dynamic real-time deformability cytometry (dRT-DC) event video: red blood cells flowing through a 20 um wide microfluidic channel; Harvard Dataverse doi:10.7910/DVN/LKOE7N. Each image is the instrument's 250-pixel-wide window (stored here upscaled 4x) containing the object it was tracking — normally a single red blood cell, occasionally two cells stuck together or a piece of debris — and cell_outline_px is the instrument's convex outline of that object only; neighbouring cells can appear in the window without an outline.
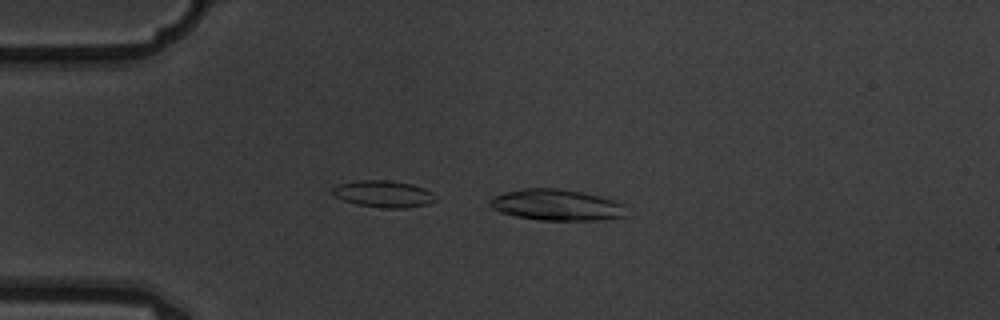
{"species": "common noctule bat (a hibernating species)", "species_latin": "Nyctalus noctula", "temperature_condition": "warm", "stored_images_in_passage": 5, "camera_frame_rate_fps": 3000, "um_per_image_px": 0.085, "animal": {"sex": "male", "body_mass_g": 19.5, "forearm_length_mm": 54.6}, "frame": {"image": 1, "passage_image": 4, "time_ms": 1.0, "image_size_px": [1000, 320], "cell_outline_px": [[624, 216], [600, 220], [540, 220], [516, 216], [500, 212], [492, 208], [488, 204], [488, 200], [492, 196], [504, 192], [524, 188], [556, 188], [580, 192], [612, 200], [624, 204]], "centroid_in_image_um": [47.22, 17.42], "position_along_channel_um": 37.8, "area_um2": 24.57}}